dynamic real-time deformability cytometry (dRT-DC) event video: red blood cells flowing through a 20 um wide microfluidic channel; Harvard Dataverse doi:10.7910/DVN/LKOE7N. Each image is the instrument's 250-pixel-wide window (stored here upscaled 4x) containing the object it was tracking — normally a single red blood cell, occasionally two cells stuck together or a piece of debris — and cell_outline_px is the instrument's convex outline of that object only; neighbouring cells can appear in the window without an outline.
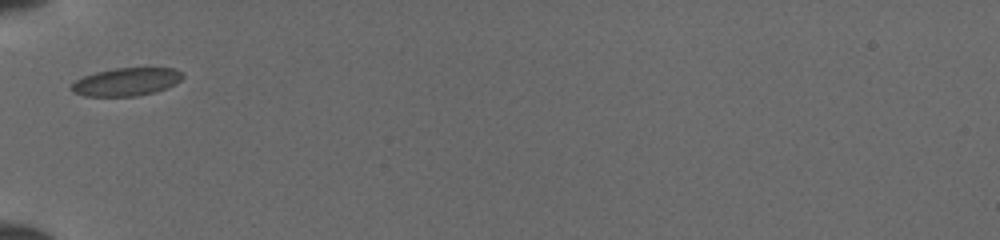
{"species": "common noctule bat (a hibernating species)", "species_latin": "Nyctalus noctula", "temperature_condition": "cold", "stored_images_in_passage": 32, "camera_frame_rate_fps": 3000, "um_per_image_px": 0.085, "animal": {"sex": "female", "body_mass_g": 19.5, "forearm_length_mm": 54.1}, "frame": {"image": 1, "passage_image": 1, "time_ms": 0.0, "image_size_px": [1000, 240], "cell_outline_px": [[184, 76], [180, 80], [164, 88], [152, 92], [136, 96], [84, 96], [72, 92], [68, 88], [76, 80], [84, 76], [96, 72], [116, 68], [172, 68], [180, 72]], "centroid_in_image_um": [10.66, 6.96], "position_along_channel_um": 74.3, "area_um2": 17.86}}
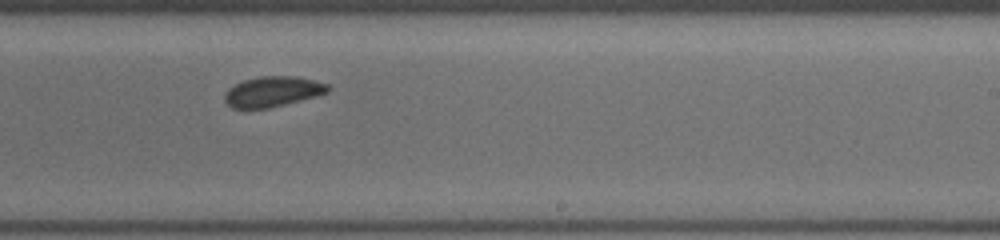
{"frame": {"image": 2, "passage_image": 15, "time_ms": 4.667, "image_size_px": [1000, 240], "cell_outline_px": [[332, 88], [328, 92], [316, 96], [268, 108], [232, 108], [224, 100], [224, 92], [228, 88], [244, 80], [260, 76], [296, 76], [328, 84]], "centroid_in_image_um": [23.17, 7.78], "position_along_channel_um": 265.8, "area_um2": 18.15}}
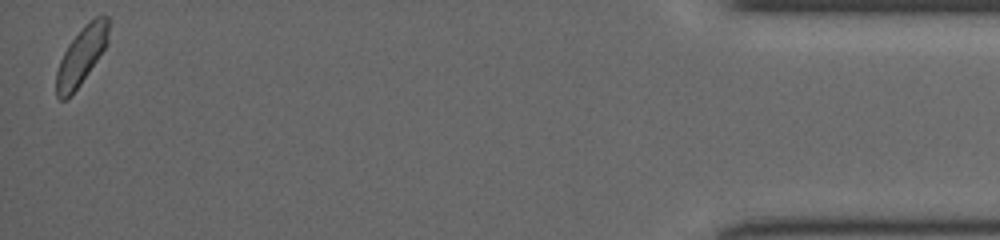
{"frame": {"image": 3, "passage_image": 32, "time_ms": 10.333, "image_size_px": [1000, 240], "cell_outline_px": [[108, 40], [104, 48], [80, 84], [64, 100], [60, 100], [56, 96], [56, 72], [60, 60], [68, 44], [84, 24], [88, 20], [100, 12], [108, 16]], "centroid_in_image_um": [6.91, 4.66], "position_along_channel_um": 428.3, "area_um2": 17.4}}